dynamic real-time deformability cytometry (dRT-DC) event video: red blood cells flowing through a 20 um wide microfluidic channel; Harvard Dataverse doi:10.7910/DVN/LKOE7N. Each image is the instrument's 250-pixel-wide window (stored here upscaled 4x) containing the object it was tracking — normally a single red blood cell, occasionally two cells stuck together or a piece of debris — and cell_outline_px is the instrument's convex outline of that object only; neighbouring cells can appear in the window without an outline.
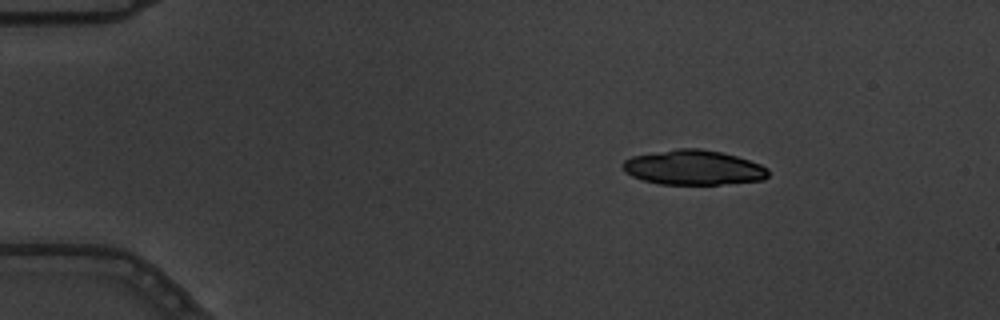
{"species": "common noctule bat (a hibernating species)", "species_latin": "Nyctalus noctula", "temperature_condition": "warm", "stored_images_in_passage": 3, "camera_frame_rate_fps": 3000, "um_per_image_px": 0.085, "animal": {"sex": "male", "body_mass_g": 19.5, "forearm_length_mm": 54.6}, "frame": {"image": 1, "passage_image": 1, "time_ms": 0.0, "image_size_px": [1000, 320], "cell_outline_px": [[768, 176], [764, 180], [720, 184], [660, 184], [644, 180], [632, 176], [624, 172], [620, 164], [624, 160], [632, 156], [676, 148], [700, 148], [720, 152], [736, 156], [760, 164], [768, 168]], "centroid_in_image_um": [58.91, 14.24], "position_along_channel_um": 26.1, "area_um2": 29.54}}